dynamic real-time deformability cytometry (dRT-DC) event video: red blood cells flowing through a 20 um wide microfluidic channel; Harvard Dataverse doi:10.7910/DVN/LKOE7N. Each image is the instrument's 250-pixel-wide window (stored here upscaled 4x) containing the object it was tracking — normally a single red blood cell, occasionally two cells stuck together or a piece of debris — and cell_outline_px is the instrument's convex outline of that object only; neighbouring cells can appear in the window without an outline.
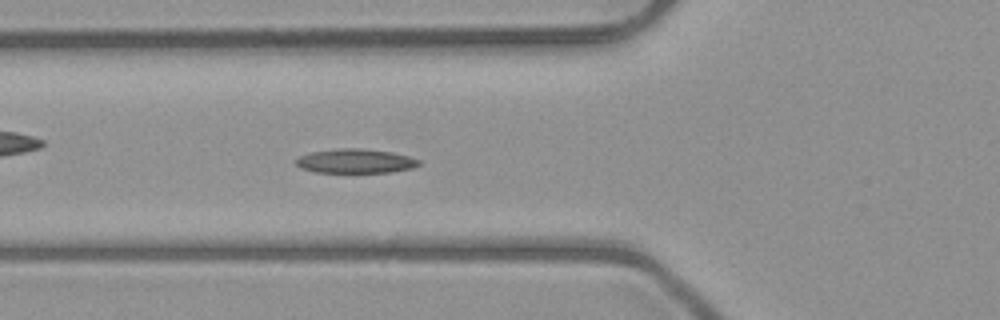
{"species": "common noctule bat (a hibernating species)", "species_latin": "Nyctalus noctula", "temperature_condition": "room temperature", "stored_images_in_passage": 51, "camera_frame_rate_fps": 3000, "um_per_image_px": 0.085, "animal": {"sex": "male", "body_mass_g": 23.1, "forearm_length_mm": 52.7}, "frame": {"image": 1, "passage_image": 18, "time_ms": 5.667, "image_size_px": [1000, 320], "cell_outline_px": [[420, 164], [412, 168], [392, 172], [316, 172], [300, 168], [296, 164], [296, 160], [300, 156], [312, 152], [336, 148], [360, 148], [392, 152], [408, 156], [420, 160]], "centroid_in_image_um": [30.22, 13.68], "position_along_channel_um": 95.6, "area_um2": 17.28}}
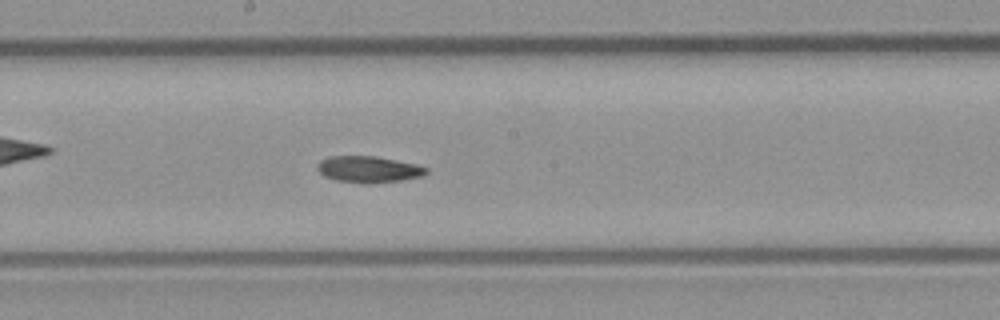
{"frame": {"image": 2, "passage_image": 27, "time_ms": 8.667, "image_size_px": [1000, 320], "cell_outline_px": [[428, 172], [424, 176], [404, 180], [368, 184], [364, 184], [336, 180], [324, 176], [316, 168], [316, 164], [320, 160], [328, 156], [376, 156], [416, 164], [428, 168]], "centroid_in_image_um": [31.33, 14.4], "position_along_channel_um": 216.9, "area_um2": 17.05}}
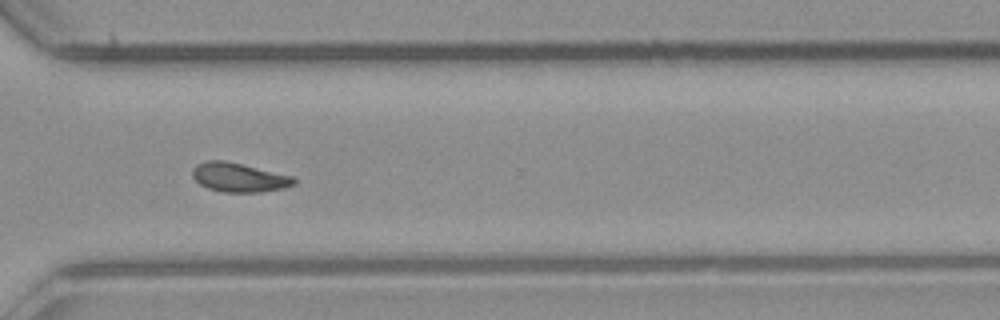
{"frame": {"image": 3, "passage_image": 37, "time_ms": 12.0, "image_size_px": [1000, 320], "cell_outline_px": [[296, 184], [284, 188], [260, 192], [224, 192], [208, 188], [200, 184], [192, 176], [192, 168], [196, 164], [208, 160], [224, 160], [292, 176], [296, 180]], "centroid_in_image_um": [20.29, 15.08], "position_along_channel_um": 350.3, "area_um2": 17.11}, "authors_computed_cell_mechanics": {"area_um2": 16.9932, "velocity_mm_per_s": 4.0225, "shape_relaxation_time_tau1_ms": 9.8357, "shape_relaxation_time_tau2_ms": null, "deformation_change_tau1": 0.1917, "deformation_change_tau2": null}}